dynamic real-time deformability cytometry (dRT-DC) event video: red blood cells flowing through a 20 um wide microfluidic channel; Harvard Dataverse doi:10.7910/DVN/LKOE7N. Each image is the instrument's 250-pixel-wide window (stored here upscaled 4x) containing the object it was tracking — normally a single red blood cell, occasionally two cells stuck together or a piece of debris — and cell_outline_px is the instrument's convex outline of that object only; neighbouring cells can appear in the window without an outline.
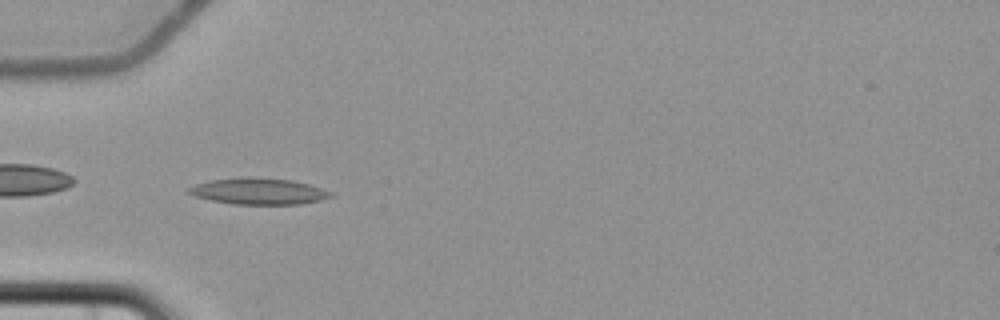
{"species": "common noctule bat (a hibernating species)", "species_latin": "Nyctalus noctula", "temperature_condition": "cold", "stored_images_in_passage": 9, "camera_frame_rate_fps": 3000, "um_per_image_px": 0.085, "animal": {"sex": "female", "body_mass_g": 22.7, "forearm_length_mm": 54.2}, "frame": {"image": 1, "passage_image": 7, "time_ms": 7.0, "image_size_px": [1000, 320], "cell_outline_px": [[336, 196], [320, 200], [300, 204], [232, 204], [212, 200], [196, 196], [188, 192], [188, 188], [196, 184], [212, 180], [292, 180], [308, 184], [332, 192]], "centroid_in_image_um": [22.06, 16.31], "position_along_channel_um": 62.9, "area_um2": 20.52}}
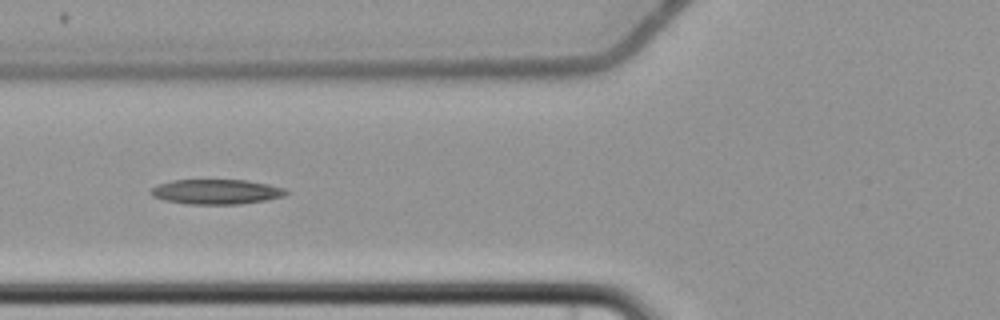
{"frame": {"image": 2, "passage_image": 8, "time_ms": 8.333, "image_size_px": [1000, 320], "cell_outline_px": [[288, 192], [284, 196], [264, 200], [240, 204], [188, 204], [164, 200], [152, 196], [148, 192], [156, 184], [172, 180], [248, 180], [268, 184], [284, 188]], "centroid_in_image_um": [18.34, 16.29], "position_along_channel_um": 107.5, "area_um2": 19.65}}
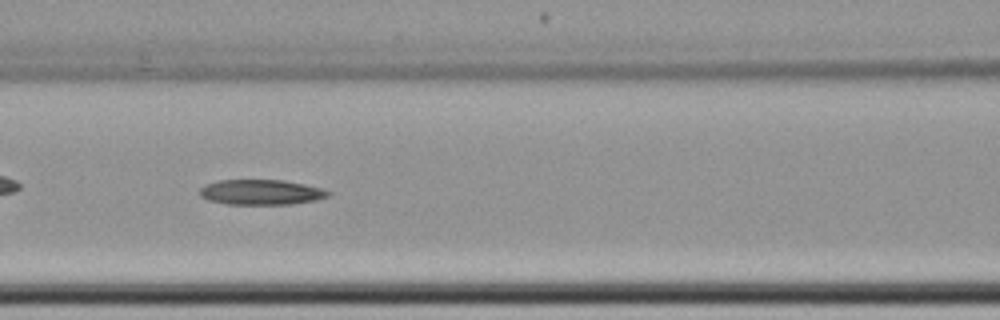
{"frame": {"image": 3, "passage_image": 9, "time_ms": 9.333, "image_size_px": [1000, 320], "cell_outline_px": [[332, 196], [316, 200], [292, 204], [228, 204], [208, 200], [200, 196], [200, 188], [204, 184], [220, 180], [284, 180], [304, 184], [320, 188], [332, 192]], "centroid_in_image_um": [22.21, 16.33], "position_along_channel_um": 144.4, "area_um2": 18.96}}